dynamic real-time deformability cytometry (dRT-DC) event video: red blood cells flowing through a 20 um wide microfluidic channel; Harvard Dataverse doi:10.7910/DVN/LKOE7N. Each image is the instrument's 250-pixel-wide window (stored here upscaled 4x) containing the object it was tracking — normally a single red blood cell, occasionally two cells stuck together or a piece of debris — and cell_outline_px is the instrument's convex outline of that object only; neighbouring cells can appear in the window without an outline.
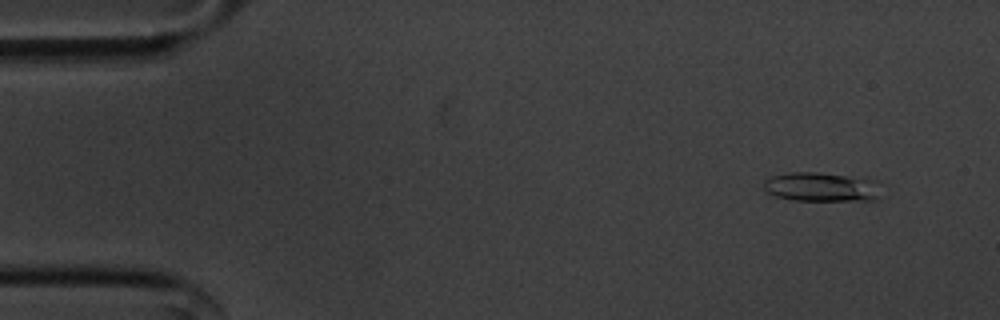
{"species": "common noctule bat (a hibernating species)", "species_latin": "Nyctalus noctula", "temperature_condition": "cold", "stored_images_in_passage": 53, "camera_frame_rate_fps": 3000, "um_per_image_px": 0.085, "animal": {"sex": "male", "body_mass_g": 20.1, "forearm_length_mm": 53.5}, "frame": {"image": 1, "passage_image": 2, "time_ms": 0.333, "image_size_px": [1000, 320], "cell_outline_px": [[876, 200], [796, 200], [776, 196], [768, 192], [764, 188], [764, 180], [772, 176], [788, 172], [820, 172], [876, 180]], "centroid_in_image_um": [69.75, 15.88], "position_along_channel_um": 15.3, "area_um2": 19.54}}
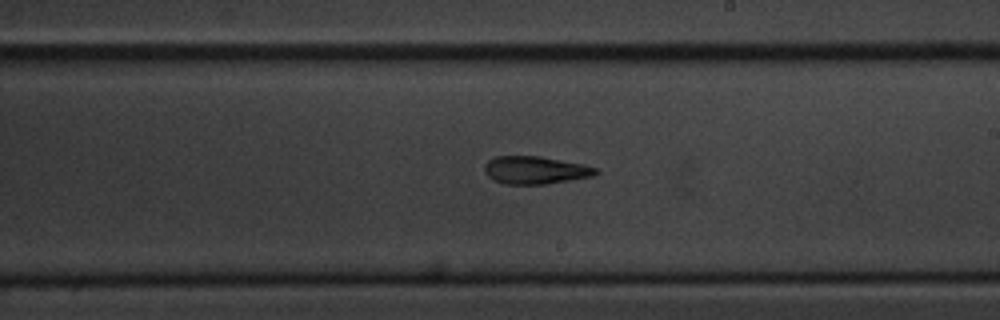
{"frame": {"image": 2, "passage_image": 29, "time_ms": 9.333, "image_size_px": [1000, 320], "cell_outline_px": [[600, 172], [592, 176], [544, 184], [504, 184], [488, 176], [484, 172], [484, 164], [488, 160], [496, 156], [540, 156], [584, 164], [596, 168]], "centroid_in_image_um": [45.48, 14.45], "position_along_channel_um": 243.5, "area_um2": 17.92}}
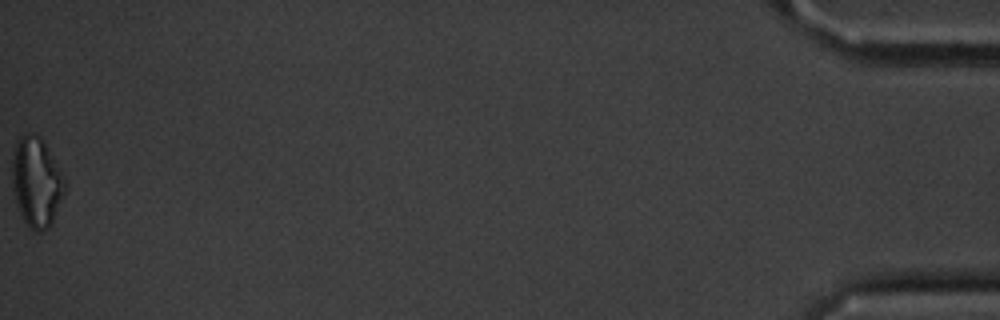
{"frame": {"image": 3, "passage_image": 53, "time_ms": 17.333, "image_size_px": [1000, 320], "cell_outline_px": [[68, 188], [48, 228], [40, 232], [36, 232], [28, 228], [20, 212], [16, 200], [12, 184], [12, 160], [16, 140], [20, 136], [28, 132], [32, 132], [40, 136], [68, 184]], "centroid_in_image_um": [3.11, 15.47], "position_along_channel_um": 432.1, "area_um2": 27.57}, "authors_computed_cell_mechanics": {"area_um2": 18.2648, "velocity_mm_per_s": 3.6054, "shape_relaxation_time_tau1_ms": 10.5589, "shape_relaxation_time_tau2_ms": 6.8178, "deformation_change_tau1": 0.2388, "deformation_change_tau2": 0.1858}}